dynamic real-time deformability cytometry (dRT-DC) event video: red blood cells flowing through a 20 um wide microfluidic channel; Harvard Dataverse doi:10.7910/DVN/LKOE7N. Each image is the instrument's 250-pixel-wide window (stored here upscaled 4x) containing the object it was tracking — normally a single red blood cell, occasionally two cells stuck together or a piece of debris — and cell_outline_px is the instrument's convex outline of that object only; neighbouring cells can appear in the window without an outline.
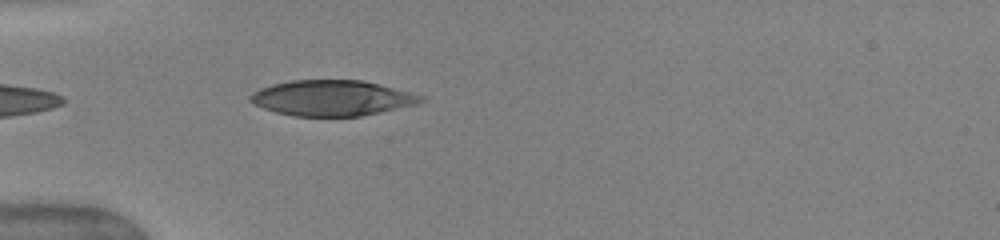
{"species": "human", "species_latin": "Homo sapiens", "temperature_condition": "warm", "stored_images_in_passage": 23, "camera_frame_rate_fps": 3000, "um_per_image_px": 0.085, "donor": {"sex": "female"}, "frame": {"image": 1, "passage_image": 1, "time_ms": 0.0, "image_size_px": [1000, 240], "cell_outline_px": [[424, 100], [416, 104], [380, 112], [360, 116], [292, 116], [276, 112], [264, 108], [248, 100], [248, 96], [252, 92], [260, 88], [272, 84], [292, 80], [364, 80], [424, 96]], "centroid_in_image_um": [28.18, 8.33], "position_along_channel_um": 56.8, "area_um2": 35.2}}